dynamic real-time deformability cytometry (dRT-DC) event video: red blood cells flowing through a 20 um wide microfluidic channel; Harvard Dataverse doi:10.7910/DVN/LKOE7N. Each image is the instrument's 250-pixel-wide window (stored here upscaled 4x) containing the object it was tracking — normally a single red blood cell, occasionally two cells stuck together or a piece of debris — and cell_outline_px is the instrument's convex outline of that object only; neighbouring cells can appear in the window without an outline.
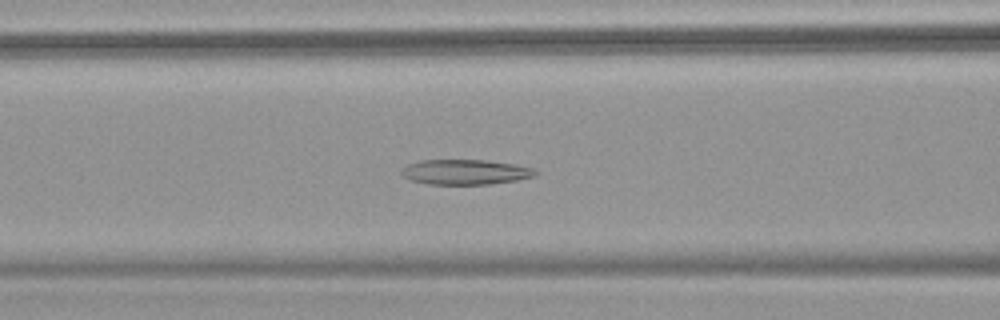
{"species": "common noctule bat (a hibernating species)", "species_latin": "Nyctalus noctula", "temperature_condition": "warm", "stored_images_in_passage": 49, "camera_frame_rate_fps": 3000, "um_per_image_px": 0.085, "animal": {"sex": "female", "body_mass_g": 18.4}, "frame": {"image": 1, "passage_image": 18, "time_ms": 5.667, "image_size_px": [1000, 320], "cell_outline_px": [[540, 172], [536, 176], [516, 180], [492, 184], [428, 184], [412, 180], [404, 176], [404, 168], [408, 164], [424, 160], [484, 160], [512, 164], [532, 168]], "centroid_in_image_um": [39.62, 14.62], "position_along_channel_um": 127.0, "area_um2": 19.25}}
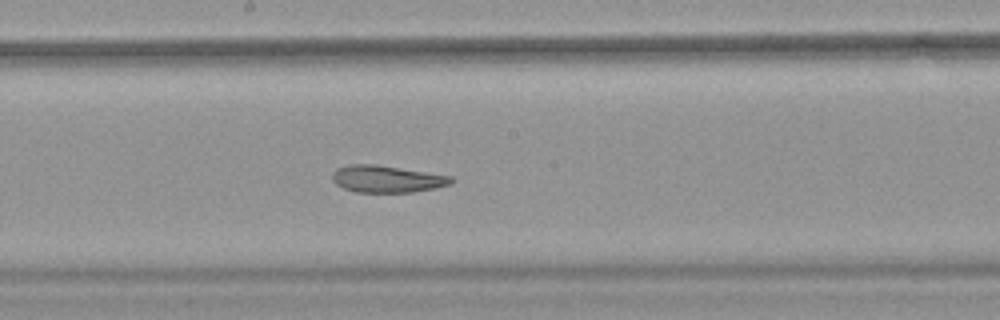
{"frame": {"image": 2, "passage_image": 25, "time_ms": 8.0, "image_size_px": [1000, 320], "cell_outline_px": [[456, 180], [452, 184], [436, 188], [412, 192], [356, 192], [344, 188], [336, 184], [332, 180], [332, 172], [336, 168], [348, 164], [376, 164], [452, 176]], "centroid_in_image_um": [32.89, 15.21], "position_along_channel_um": 215.3, "area_um2": 18.9}}
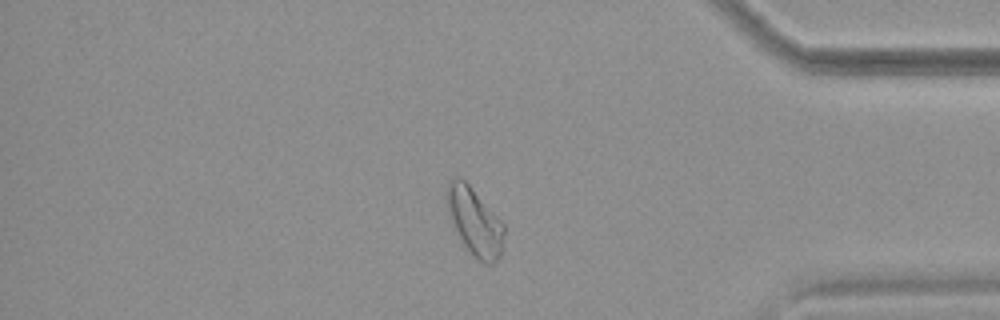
{"frame": {"image": 3, "passage_image": 41, "time_ms": 13.333, "image_size_px": [1000, 320], "cell_outline_px": [[504, 232], [500, 256], [492, 264], [484, 264], [464, 244], [456, 228], [448, 204], [448, 184], [456, 176], [460, 176], [468, 184], [504, 224]], "centroid_in_image_um": [40.4, 18.84], "position_along_channel_um": 394.8, "area_um2": 21.21}, "authors_computed_cell_mechanics": {"area_um2": 21.6172, "velocity_mm_per_s": 3.801, "shape_relaxation_time_tau1_ms": null, "shape_relaxation_time_tau2_ms": 3.4815, "deformation_change_tau1": null, "deformation_change_tau2": 0.113}}